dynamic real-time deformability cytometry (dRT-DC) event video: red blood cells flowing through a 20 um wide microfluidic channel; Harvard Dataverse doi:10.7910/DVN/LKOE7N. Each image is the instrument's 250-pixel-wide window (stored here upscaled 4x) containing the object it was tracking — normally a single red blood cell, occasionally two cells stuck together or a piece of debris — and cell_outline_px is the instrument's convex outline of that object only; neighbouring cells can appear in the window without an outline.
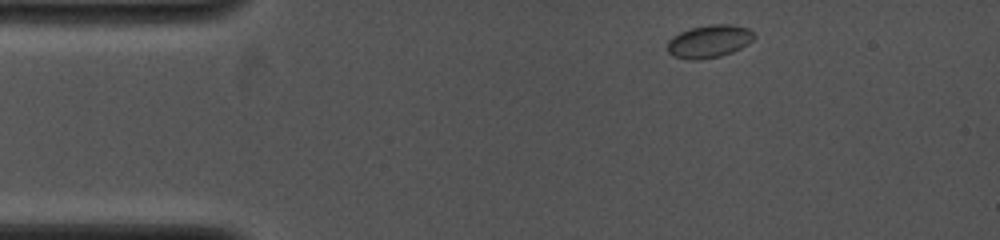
{"species": "common noctule bat (a hibernating species)", "species_latin": "Nyctalus noctula", "temperature_condition": "cold", "stored_images_in_passage": 19, "camera_frame_rate_fps": 4000, "um_per_image_px": 0.085, "animal": {"sex": "female", "body_mass_g": 19.0, "forearm_length_mm": 53.3}, "frame": {"image": 1, "passage_image": 1, "time_ms": 0.0, "image_size_px": [1000, 240], "cell_outline_px": [[756, 36], [748, 44], [732, 52], [720, 56], [700, 60], [688, 60], [672, 56], [668, 52], [668, 40], [672, 36], [680, 32], [692, 28], [712, 24], [732, 24], [748, 28], [756, 32]], "centroid_in_image_um": [60.29, 3.51], "position_along_channel_um": 24.7, "area_um2": 16.76}}
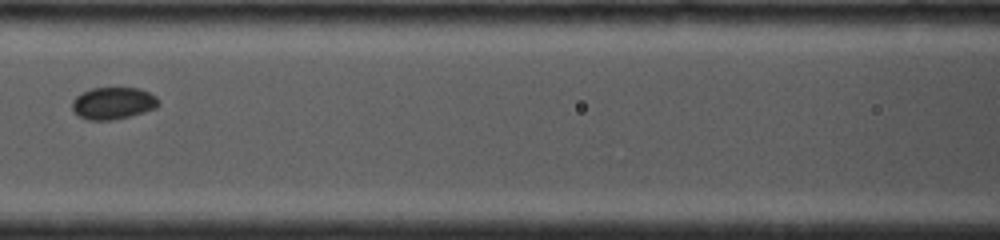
{"frame": {"image": 2, "passage_image": 11, "time_ms": 4.5, "image_size_px": [1000, 240], "cell_outline_px": [[160, 104], [156, 108], [144, 112], [112, 120], [88, 120], [80, 116], [72, 108], [72, 100], [76, 96], [92, 88], [140, 88], [156, 96], [160, 100]], "centroid_in_image_um": [9.65, 8.77], "position_along_channel_um": 157.0, "area_um2": 16.07}}
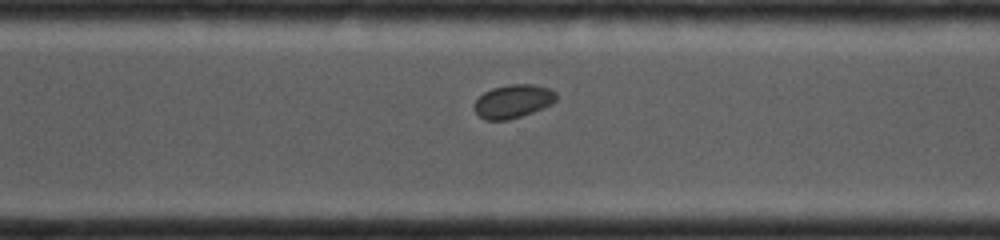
{"frame": {"image": 3, "passage_image": 19, "time_ms": 8.5, "image_size_px": [1000, 240], "cell_outline_px": [[556, 100], [552, 104], [544, 108], [508, 120], [484, 120], [472, 108], [472, 104], [484, 92], [492, 88], [508, 84], [532, 84], [548, 88], [556, 92]], "centroid_in_image_um": [43.59, 8.61], "position_along_channel_um": 327.0, "area_um2": 16.07}}